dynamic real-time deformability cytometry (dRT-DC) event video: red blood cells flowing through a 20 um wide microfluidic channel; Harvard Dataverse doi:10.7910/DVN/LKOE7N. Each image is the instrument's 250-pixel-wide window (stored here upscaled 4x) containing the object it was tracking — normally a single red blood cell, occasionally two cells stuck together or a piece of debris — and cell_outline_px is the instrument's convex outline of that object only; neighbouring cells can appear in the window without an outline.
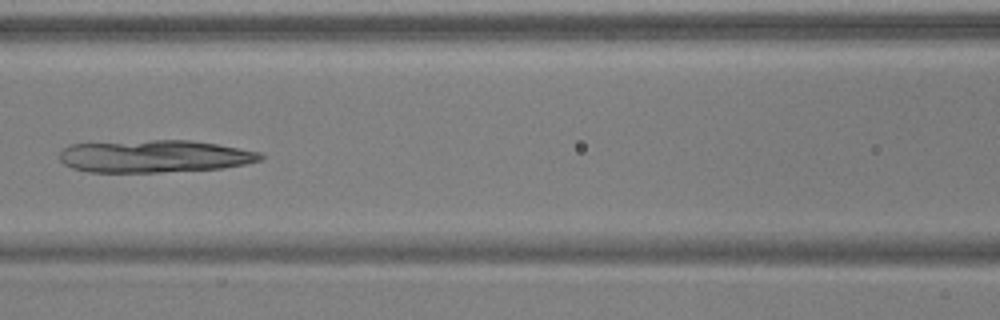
{"species": "common noctule bat (a hibernating species)", "species_latin": "Nyctalus noctula", "temperature_condition": "warm", "stored_images_in_passage": 6, "camera_frame_rate_fps": 3000, "um_per_image_px": 0.085, "animal": {"sex": "male", "body_mass_g": 17.9, "forearm_length_mm": 54.2}, "frame": {"image": 1, "passage_image": 6, "time_ms": 1.667, "image_size_px": [1000, 320], "cell_outline_px": [[264, 156], [260, 160], [244, 164], [224, 168], [160, 172], [88, 172], [72, 168], [64, 164], [60, 160], [60, 152], [68, 144], [152, 140], [192, 140], [216, 144], [260, 152]], "centroid_in_image_um": [13.1, 13.28], "position_along_channel_um": 153.5, "area_um2": 37.97}}